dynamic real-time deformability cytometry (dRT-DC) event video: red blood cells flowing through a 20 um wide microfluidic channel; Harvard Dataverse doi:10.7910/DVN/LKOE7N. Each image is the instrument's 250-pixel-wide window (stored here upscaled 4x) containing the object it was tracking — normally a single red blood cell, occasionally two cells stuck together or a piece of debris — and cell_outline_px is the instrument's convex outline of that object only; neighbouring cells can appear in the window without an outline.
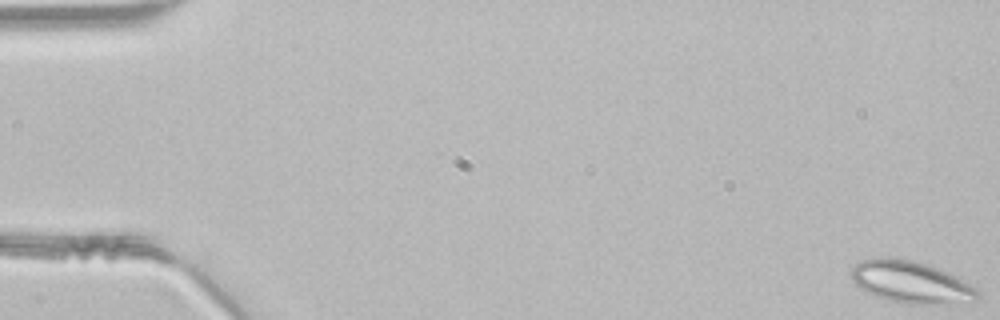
{"species": "common noctule bat (a hibernating species)", "species_latin": "Nyctalus noctula", "temperature_condition": "room temperature", "stored_images_in_passage": 48, "segment_of_instrument_passage": [1, 2], "camera_frame_rate_fps": 3000, "um_per_image_px": 0.085, "animal": {"sex": "male", "body_mass_g": 21.5, "forearm_length_mm": 52.0}, "frame": {"image": 1, "passage_image": 1, "time_ms": 0.0, "image_size_px": [1000, 320], "cell_outline_px": [[980, 296], [976, 300], [932, 304], [908, 304], [876, 296], [868, 292], [856, 284], [852, 280], [852, 268], [860, 260], [876, 256], [880, 256], [916, 260], [948, 272], [964, 280], [976, 288], [980, 292]], "centroid_in_image_um": [77.43, 23.95], "position_along_channel_um": 7.6, "area_um2": 30.81}}
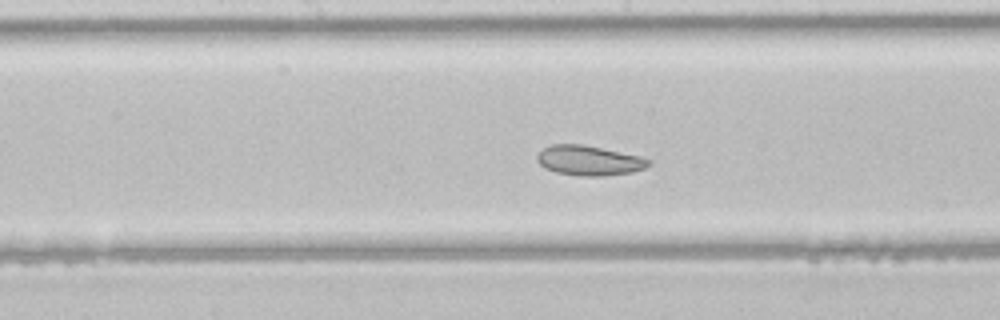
{"frame": {"image": 2, "passage_image": 25, "time_ms": 8.0, "image_size_px": [1000, 320], "cell_outline_px": [[652, 164], [644, 168], [632, 172], [604, 176], [580, 176], [556, 172], [544, 168], [536, 160], [536, 156], [544, 148], [552, 144], [580, 144], [640, 156], [652, 160]], "centroid_in_image_um": [50.07, 13.65], "position_along_channel_um": 198.1, "area_um2": 19.36}}
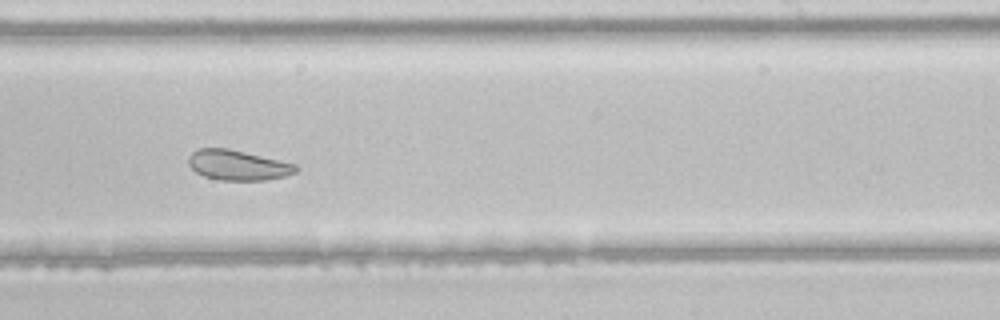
{"frame": {"image": 3, "passage_image": 30, "time_ms": 9.667, "image_size_px": [1000, 320], "cell_outline_px": [[300, 168], [296, 172], [284, 176], [268, 180], [220, 180], [204, 176], [196, 172], [188, 164], [188, 156], [192, 152], [200, 148], [228, 148], [296, 164]], "centroid_in_image_um": [20.21, 14.04], "position_along_channel_um": 268.8, "area_um2": 18.84}}